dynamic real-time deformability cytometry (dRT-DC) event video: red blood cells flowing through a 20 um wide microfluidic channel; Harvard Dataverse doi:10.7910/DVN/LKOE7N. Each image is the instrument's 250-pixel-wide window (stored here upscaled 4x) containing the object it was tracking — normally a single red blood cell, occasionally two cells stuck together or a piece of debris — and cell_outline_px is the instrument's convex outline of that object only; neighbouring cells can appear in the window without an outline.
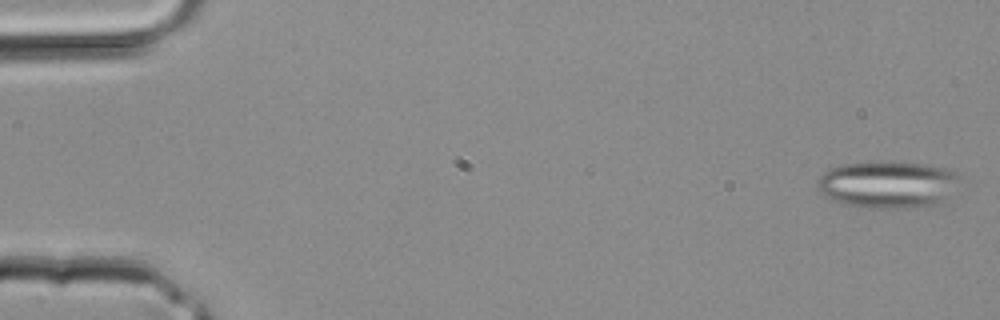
{"species": "common noctule bat (a hibernating species)", "species_latin": "Nyctalus noctula", "temperature_condition": "room temperature", "stored_images_in_passage": 3, "camera_frame_rate_fps": 3000, "um_per_image_px": 0.085, "animal": {"sex": "male", "body_mass_g": 20.4}, "frame": {"image": 1, "passage_image": 1, "time_ms": 0.0, "image_size_px": [1000, 320], "cell_outline_px": [[952, 176], [940, 204], [904, 208], [868, 208], [844, 204], [824, 196], [820, 192], [816, 184], [820, 176], [828, 168], [840, 164], [868, 160], [892, 160], [924, 164], [944, 168], [952, 172]], "centroid_in_image_um": [75.22, 15.64], "position_along_channel_um": 9.8, "area_um2": 38.49}}